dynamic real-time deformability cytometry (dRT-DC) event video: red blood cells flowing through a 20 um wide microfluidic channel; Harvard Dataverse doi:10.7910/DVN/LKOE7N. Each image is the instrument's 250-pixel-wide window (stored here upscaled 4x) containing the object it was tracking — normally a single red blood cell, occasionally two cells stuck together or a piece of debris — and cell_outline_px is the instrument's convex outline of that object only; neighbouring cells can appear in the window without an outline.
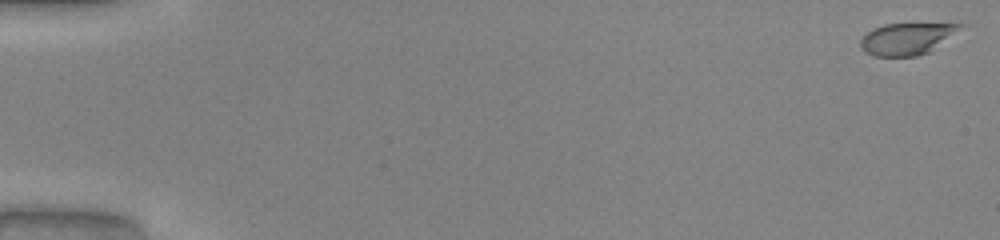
{"species": "common noctule bat (a hibernating species)", "species_latin": "Nyctalus noctula", "temperature_condition": "warm", "stored_images_in_passage": 8, "camera_frame_rate_fps": 3000, "um_per_image_px": 0.085, "animal": {"sex": "male", "body_mass_g": 20.0, "forearm_length_mm": 53.3}, "frame": {"image": 1, "passage_image": 1, "time_ms": 0.0, "image_size_px": [1000, 240], "cell_outline_px": [[968, 24], [928, 52], [916, 56], [872, 56], [864, 52], [860, 48], [860, 40], [872, 28], [884, 24]], "centroid_in_image_um": [77.03, 3.3], "position_along_channel_um": 8.0, "area_um2": 18.26}}